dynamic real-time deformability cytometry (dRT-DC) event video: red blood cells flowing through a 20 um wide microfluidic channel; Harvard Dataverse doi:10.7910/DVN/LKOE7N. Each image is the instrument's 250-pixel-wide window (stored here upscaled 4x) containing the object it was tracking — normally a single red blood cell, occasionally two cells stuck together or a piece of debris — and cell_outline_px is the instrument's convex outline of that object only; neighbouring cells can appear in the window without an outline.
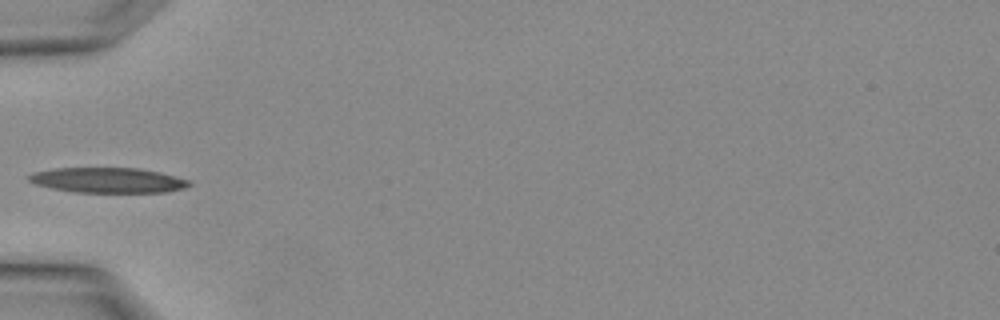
{"species": "Egyptian fruit bat (a non-hibernating species)", "species_latin": "Rousettus aegyptiacus", "temperature_condition": "warm", "stored_images_in_passage": 3, "camera_frame_rate_fps": 3000, "um_per_image_px": 0.085, "animal": {"sex": "female"}, "frame": {"image": 1, "passage_image": 3, "time_ms": 0.667, "image_size_px": [1000, 320], "cell_outline_px": [[192, 184], [184, 188], [168, 192], [72, 192], [52, 188], [36, 184], [28, 180], [28, 176], [32, 172], [52, 168], [140, 168], [160, 172], [192, 180]], "centroid_in_image_um": [9.2, 15.31], "position_along_channel_um": 75.8, "area_um2": 23.7}}